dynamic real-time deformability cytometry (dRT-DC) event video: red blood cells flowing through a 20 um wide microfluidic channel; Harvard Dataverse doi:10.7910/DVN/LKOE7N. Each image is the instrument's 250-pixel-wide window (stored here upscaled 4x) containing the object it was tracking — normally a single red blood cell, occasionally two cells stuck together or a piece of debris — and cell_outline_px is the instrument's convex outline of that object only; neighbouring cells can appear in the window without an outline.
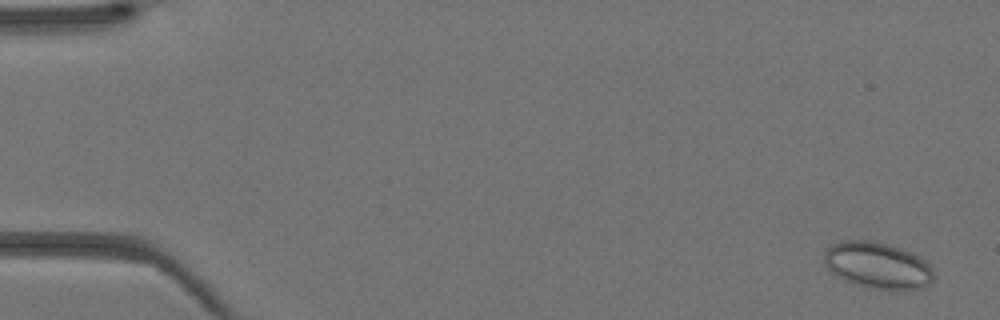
{"species": "Egyptian fruit bat (a non-hibernating species)", "species_latin": "Rousettus aegyptiacus", "temperature_condition": "warm", "stored_images_in_passage": 44, "camera_frame_rate_fps": 3000, "um_per_image_px": 0.085, "animal": {"sex": "female"}, "frame": {"image": 1, "passage_image": 2, "time_ms": 0.333, "image_size_px": [1000, 320], "cell_outline_px": [[932, 280], [924, 288], [892, 292], [888, 292], [872, 288], [848, 280], [832, 272], [824, 264], [824, 252], [832, 244], [840, 240], [872, 240], [888, 244], [912, 252], [924, 260], [932, 268]], "centroid_in_image_um": [74.62, 22.56], "position_along_channel_um": 10.4, "area_um2": 29.82}}
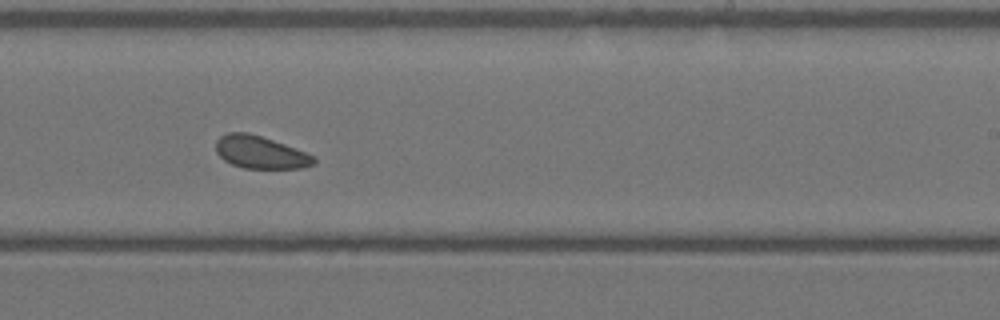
{"frame": {"image": 2, "passage_image": 27, "time_ms": 8.667, "image_size_px": [1000, 320], "cell_outline_px": [[316, 164], [304, 168], [244, 168], [232, 164], [224, 160], [216, 152], [216, 140], [220, 136], [228, 132], [248, 132], [284, 144], [304, 152], [312, 156], [316, 160]], "centroid_in_image_um": [22.1, 12.95], "position_along_channel_um": 266.9, "area_um2": 18.44}}
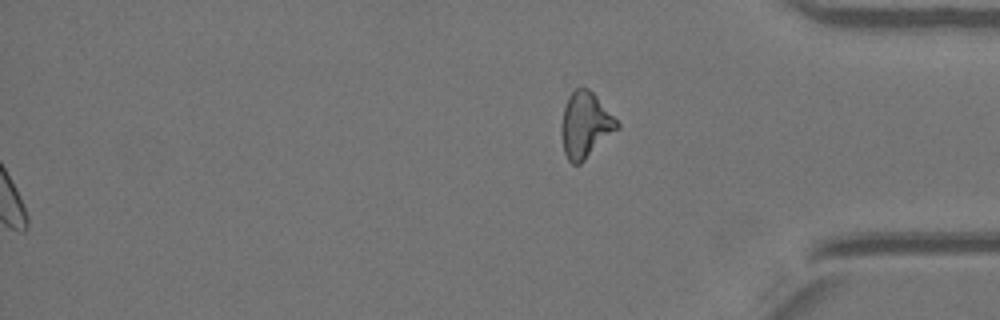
{"frame": {"image": 3, "passage_image": 44, "time_ms": 14.333, "image_size_px": [1000, 320], "cell_outline_px": [[620, 128], [580, 164], [572, 164], [568, 160], [564, 152], [560, 132], [560, 124], [564, 108], [568, 96], [576, 88], [588, 88], [596, 96], [620, 124]], "centroid_in_image_um": [49.74, 10.64], "position_along_channel_um": 385.5, "area_um2": 21.33}}